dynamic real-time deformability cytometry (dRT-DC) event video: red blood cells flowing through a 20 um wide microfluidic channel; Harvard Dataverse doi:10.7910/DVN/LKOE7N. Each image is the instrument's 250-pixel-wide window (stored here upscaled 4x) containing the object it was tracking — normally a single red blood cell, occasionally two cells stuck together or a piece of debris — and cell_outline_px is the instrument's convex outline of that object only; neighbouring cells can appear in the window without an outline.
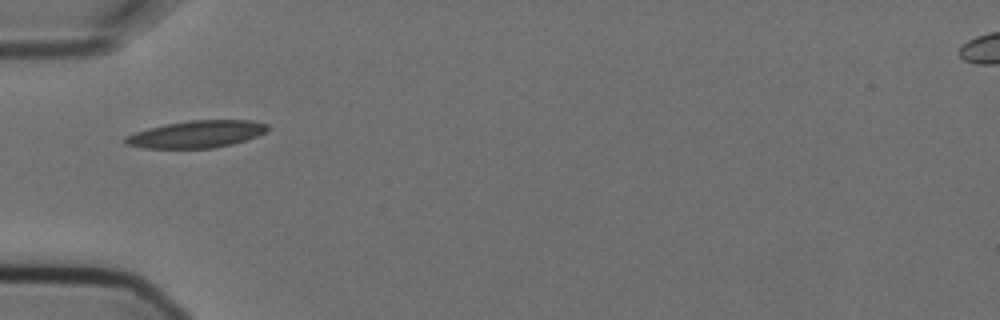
{"species": "Egyptian fruit bat (a non-hibernating species)", "species_latin": "Rousettus aegyptiacus", "temperature_condition": "cold", "stored_images_in_passage": 1, "camera_frame_rate_fps": 3000, "um_per_image_px": 0.085, "animal": {"sex": "female"}, "frame": {"image": 1, "passage_image": 1, "time_ms": 0.0, "image_size_px": [1000, 320], "cell_outline_px": [[268, 132], [232, 144], [212, 148], [144, 148], [124, 144], [124, 136], [148, 128], [164, 124], [188, 120], [252, 120], [268, 124]], "centroid_in_image_um": [16.7, 11.4], "position_along_channel_um": 68.3, "area_um2": 22.6}}